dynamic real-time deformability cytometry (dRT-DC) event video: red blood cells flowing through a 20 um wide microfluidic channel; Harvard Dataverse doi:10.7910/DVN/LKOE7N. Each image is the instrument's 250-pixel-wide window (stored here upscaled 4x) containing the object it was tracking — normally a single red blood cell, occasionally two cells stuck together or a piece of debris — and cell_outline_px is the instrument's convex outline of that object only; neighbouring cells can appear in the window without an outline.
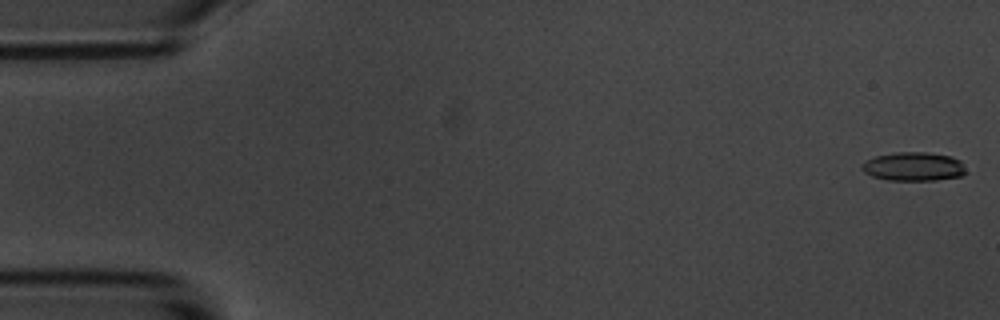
{"species": "common noctule bat (a hibernating species)", "species_latin": "Nyctalus noctula", "temperature_condition": "room temperature", "stored_images_in_passage": 9, "camera_frame_rate_fps": 3000, "um_per_image_px": 0.085, "animal": {"sex": "male", "body_mass_g": 20.1, "forearm_length_mm": 53.5}, "frame": {"image": 1, "passage_image": 1, "time_ms": 0.0, "image_size_px": [1000, 320], "cell_outline_px": [[964, 172], [960, 176], [936, 180], [888, 180], [872, 176], [864, 172], [860, 168], [860, 164], [864, 160], [876, 156], [896, 152], [928, 152], [952, 156], [960, 160], [964, 168]], "centroid_in_image_um": [77.6, 14.14], "position_along_channel_um": 7.4, "area_um2": 17.51}}
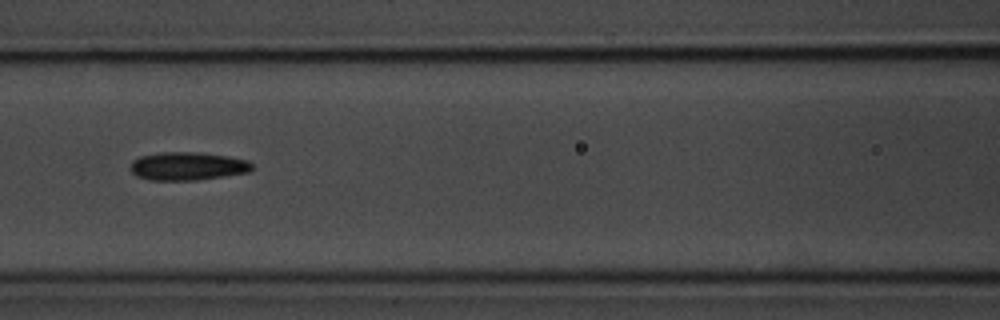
{"frame": {"image": 2, "passage_image": 8, "time_ms": 8.0, "image_size_px": [1000, 320], "cell_outline_px": [[252, 168], [248, 172], [224, 176], [196, 180], [152, 180], [136, 176], [132, 172], [132, 160], [140, 156], [160, 152], [200, 152], [228, 156], [248, 160], [252, 164]], "centroid_in_image_um": [15.95, 14.11], "position_along_channel_um": 150.7, "area_um2": 19.94}}
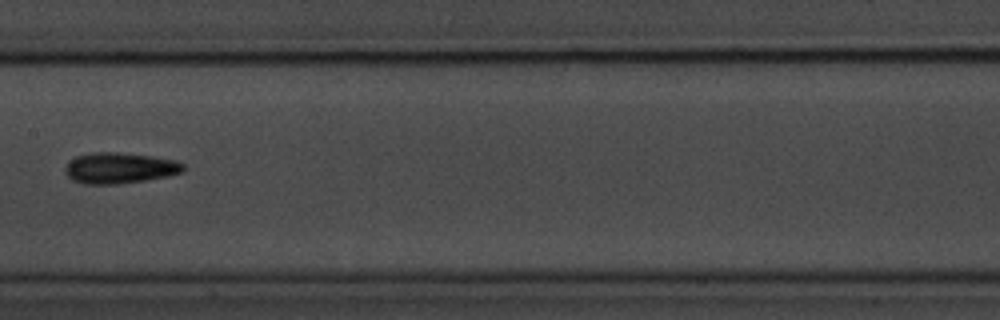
{"frame": {"image": 3, "passage_image": 9, "time_ms": 9.333, "image_size_px": [1000, 320], "cell_outline_px": [[184, 172], [168, 176], [144, 180], [116, 184], [84, 184], [72, 180], [64, 172], [64, 168], [68, 160], [76, 156], [92, 152], [116, 152], [152, 156], [176, 160], [184, 164]], "centroid_in_image_um": [10.14, 14.27], "position_along_channel_um": 197.3, "area_um2": 21.44}}